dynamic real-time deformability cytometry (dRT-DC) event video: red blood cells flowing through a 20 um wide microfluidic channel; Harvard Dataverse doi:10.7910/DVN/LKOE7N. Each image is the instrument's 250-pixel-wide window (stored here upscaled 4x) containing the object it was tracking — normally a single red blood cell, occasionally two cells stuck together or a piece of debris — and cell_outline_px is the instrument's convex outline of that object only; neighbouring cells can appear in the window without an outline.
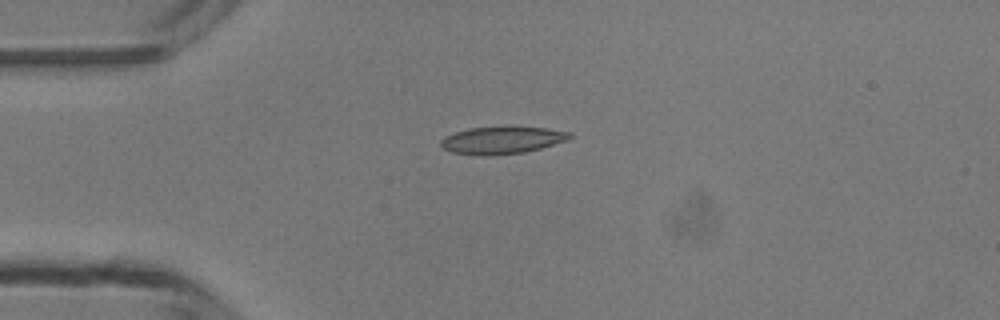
{"species": "common noctule bat (a hibernating species)", "species_latin": "Nyctalus noctula", "temperature_condition": "room temperature", "stored_images_in_passage": 4, "camera_frame_rate_fps": 3000, "um_per_image_px": 0.085, "animal": {"sex": "male", "body_mass_g": 13.3}, "frame": {"image": 1, "passage_image": 3, "time_ms": 3.333, "image_size_px": [1000, 320], "cell_outline_px": [[572, 136], [568, 140], [540, 148], [524, 152], [488, 156], [480, 156], [452, 152], [444, 148], [440, 144], [440, 140], [444, 136], [468, 128], [544, 128], [572, 132]], "centroid_in_image_um": [42.65, 11.94], "position_along_channel_um": 42.4, "area_um2": 20.11}}